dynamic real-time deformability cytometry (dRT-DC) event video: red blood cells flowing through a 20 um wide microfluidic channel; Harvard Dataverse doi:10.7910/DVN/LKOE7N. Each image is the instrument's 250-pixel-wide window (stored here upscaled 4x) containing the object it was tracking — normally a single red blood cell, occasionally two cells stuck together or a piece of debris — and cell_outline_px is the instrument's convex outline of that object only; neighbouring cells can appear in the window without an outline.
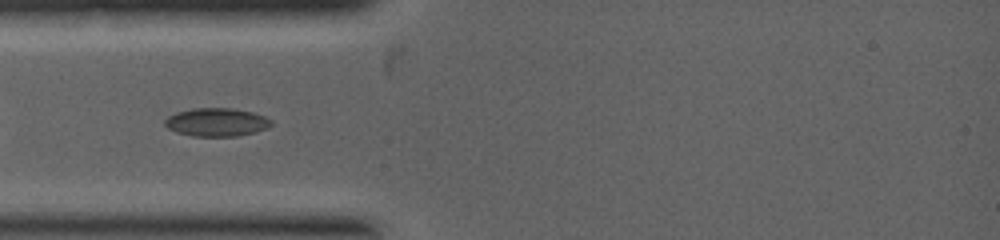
{"species": "common noctule bat (a hibernating species)", "species_latin": "Nyctalus noctula", "temperature_condition": "warm", "stored_images_in_passage": 42, "camera_frame_rate_fps": 5000, "um_per_image_px": 0.085, "animal": {"sex": "female", "body_mass_g": 19.0, "forearm_length_mm": 53.3}, "frame": {"image": 1, "passage_image": 3, "time_ms": 0.4, "image_size_px": [1000, 240], "cell_outline_px": [[272, 124], [268, 128], [236, 136], [192, 136], [176, 132], [168, 128], [164, 124], [164, 120], [168, 116], [176, 112], [192, 108], [232, 108], [252, 112], [264, 116], [272, 120]], "centroid_in_image_um": [18.38, 10.38], "position_along_channel_um": 66.6, "area_um2": 17.51}}
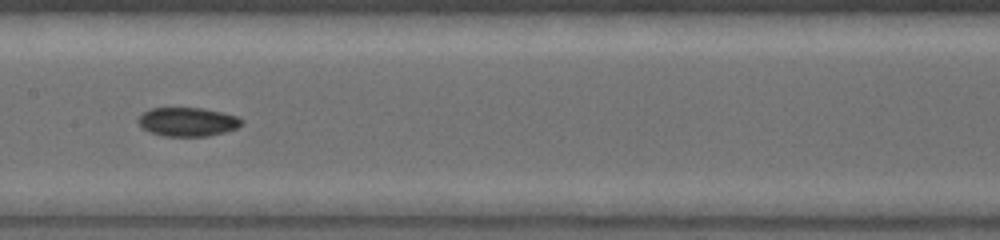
{"frame": {"image": 2, "passage_image": 13, "time_ms": 2.2, "image_size_px": [1000, 240], "cell_outline_px": [[244, 124], [236, 128], [224, 132], [208, 136], [164, 136], [152, 132], [144, 128], [136, 120], [144, 112], [152, 108], [204, 108], [236, 116], [244, 120]], "centroid_in_image_um": [15.98, 10.35], "position_along_channel_um": 191.4, "area_um2": 17.22}}
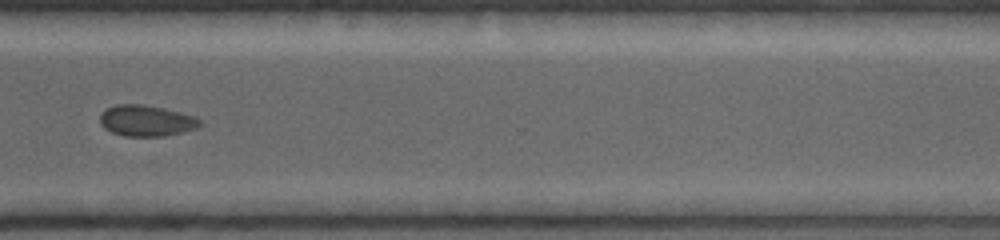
{"frame": {"image": 3, "passage_image": 29, "time_ms": 4.6, "image_size_px": [1000, 240], "cell_outline_px": [[200, 124], [196, 128], [164, 136], [124, 136], [112, 132], [104, 128], [100, 124], [100, 112], [108, 108], [120, 104], [140, 104], [164, 108], [196, 116], [200, 120]], "centroid_in_image_um": [12.41, 10.26], "position_along_channel_um": 358.2, "area_um2": 17.98}}